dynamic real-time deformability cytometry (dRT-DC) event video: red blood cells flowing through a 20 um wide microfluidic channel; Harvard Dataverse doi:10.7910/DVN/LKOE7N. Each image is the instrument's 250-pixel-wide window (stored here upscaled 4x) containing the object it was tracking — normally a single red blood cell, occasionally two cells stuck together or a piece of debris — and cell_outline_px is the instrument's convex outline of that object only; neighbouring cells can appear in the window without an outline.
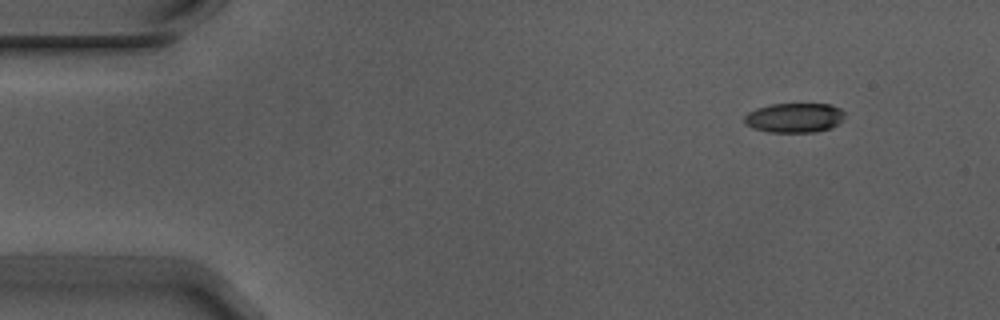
{"species": "Egyptian fruit bat (a non-hibernating species)", "species_latin": "Rousettus aegyptiacus", "temperature_condition": "warm", "stored_images_in_passage": 4, "camera_frame_rate_fps": 3000, "um_per_image_px": 0.085, "animal": {"sex": "male"}, "frame": {"image": 1, "passage_image": 1, "time_ms": 0.0, "image_size_px": [1000, 320], "cell_outline_px": [[844, 120], [840, 124], [832, 128], [816, 132], [768, 132], [752, 128], [744, 124], [744, 116], [748, 112], [756, 108], [768, 104], [832, 104], [840, 108], [844, 112]], "centroid_in_image_um": [67.54, 10.01], "position_along_channel_um": 17.5, "area_um2": 17.69}}
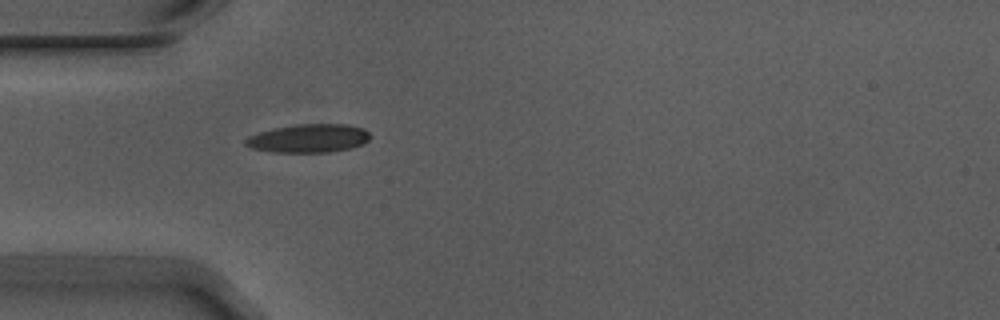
{"frame": {"image": 2, "passage_image": 4, "time_ms": 1.0, "image_size_px": [1000, 320], "cell_outline_px": [[372, 136], [364, 144], [352, 148], [328, 152], [272, 152], [252, 148], [244, 144], [244, 140], [248, 136], [272, 128], [296, 124], [348, 124], [364, 128]], "centroid_in_image_um": [26.26, 11.75], "position_along_channel_um": 58.7, "area_um2": 20.87}}